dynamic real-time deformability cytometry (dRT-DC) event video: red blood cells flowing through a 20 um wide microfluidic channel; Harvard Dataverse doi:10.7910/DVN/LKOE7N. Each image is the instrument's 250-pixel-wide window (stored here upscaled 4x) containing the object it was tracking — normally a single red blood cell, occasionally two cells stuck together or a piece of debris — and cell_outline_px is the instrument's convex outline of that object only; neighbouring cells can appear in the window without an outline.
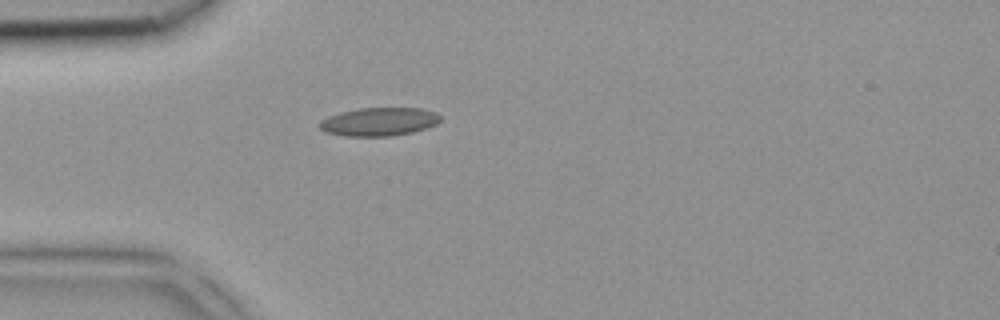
{"species": "common noctule bat (a hibernating species)", "species_latin": "Nyctalus noctula", "temperature_condition": "room temperature", "stored_images_in_passage": 3, "camera_frame_rate_fps": 3000, "um_per_image_px": 0.085, "animal": {"sex": "female", "body_mass_g": 18.4}, "frame": {"image": 1, "passage_image": 3, "time_ms": 0.667, "image_size_px": [1000, 320], "cell_outline_px": [[440, 120], [436, 124], [412, 132], [392, 136], [344, 136], [324, 132], [320, 128], [320, 120], [328, 116], [340, 112], [360, 108], [420, 108], [436, 112], [440, 116]], "centroid_in_image_um": [32.19, 10.34], "position_along_channel_um": 52.8, "area_um2": 19.94}}